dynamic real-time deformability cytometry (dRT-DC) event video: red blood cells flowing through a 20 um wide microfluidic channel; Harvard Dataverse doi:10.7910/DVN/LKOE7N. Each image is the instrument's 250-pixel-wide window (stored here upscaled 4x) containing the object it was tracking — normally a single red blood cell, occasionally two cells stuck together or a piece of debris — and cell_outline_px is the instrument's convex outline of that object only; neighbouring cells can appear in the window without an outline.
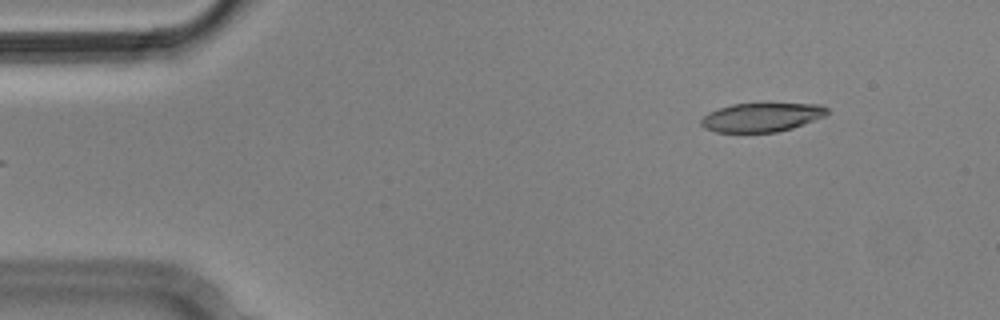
{"species": "Egyptian fruit bat (a non-hibernating species)", "species_latin": "Rousettus aegyptiacus", "temperature_condition": "cold", "stored_images_in_passage": 3, "camera_frame_rate_fps": 3000, "um_per_image_px": 0.085, "animal": {"sex": "male"}, "frame": {"image": 1, "passage_image": 3, "time_ms": 0.667, "image_size_px": [1000, 320], "cell_outline_px": [[828, 112], [824, 116], [804, 124], [792, 128], [776, 132], [716, 132], [704, 128], [700, 124], [700, 120], [708, 112], [732, 104], [820, 104], [828, 108]], "centroid_in_image_um": [64.72, 9.97], "position_along_channel_um": 20.3, "area_um2": 21.04}}